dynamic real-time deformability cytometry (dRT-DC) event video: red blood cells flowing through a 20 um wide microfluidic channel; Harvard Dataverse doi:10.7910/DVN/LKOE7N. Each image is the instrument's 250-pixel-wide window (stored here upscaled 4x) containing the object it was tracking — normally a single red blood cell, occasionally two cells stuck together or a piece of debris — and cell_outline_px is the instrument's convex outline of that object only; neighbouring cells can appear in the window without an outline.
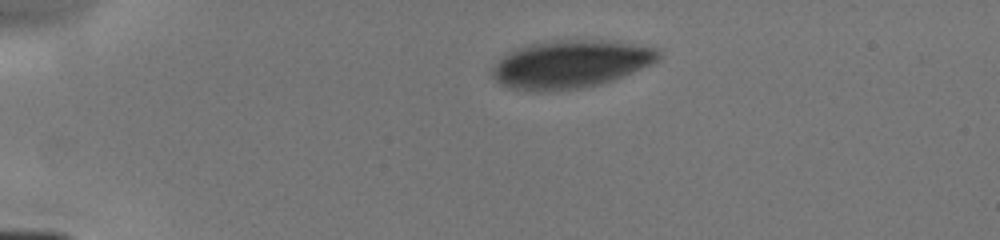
{"species": "human", "species_latin": "Homo sapiens", "temperature_condition": "cold", "stored_images_in_passage": 43, "camera_frame_rate_fps": 3000, "um_per_image_px": 0.085, "donor": {"sex": "male"}, "frame": {"image": 1, "passage_image": 1, "time_ms": 0.0, "image_size_px": [1000, 240], "cell_outline_px": [[664, 52], [660, 60], [652, 64], [624, 76], [600, 84], [580, 88], [544, 92], [508, 88], [500, 84], [492, 76], [492, 68], [496, 60], [500, 56], [516, 48], [532, 44], [552, 40], [608, 40], [660, 48]], "centroid_in_image_um": [48.52, 5.45], "position_along_channel_um": 36.5, "area_um2": 46.99}}
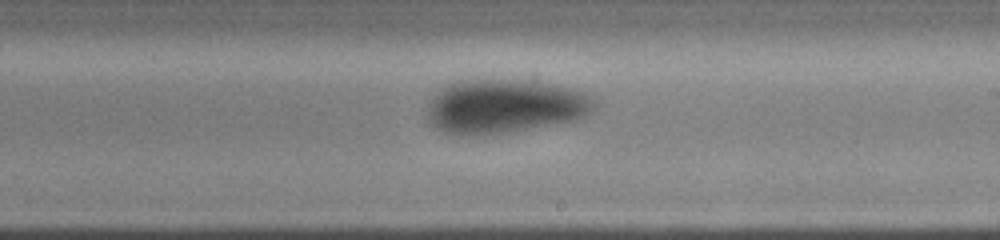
{"frame": {"image": 2, "passage_image": 24, "time_ms": 6.333, "image_size_px": [1000, 240], "cell_outline_px": [[596, 108], [592, 112], [576, 120], [504, 132], [444, 132], [436, 128], [432, 124], [428, 116], [428, 104], [436, 92], [448, 84], [460, 80], [520, 80], [572, 88], [588, 92], [596, 100]], "centroid_in_image_um": [42.97, 8.99], "position_along_channel_um": 246.0, "area_um2": 51.38}}
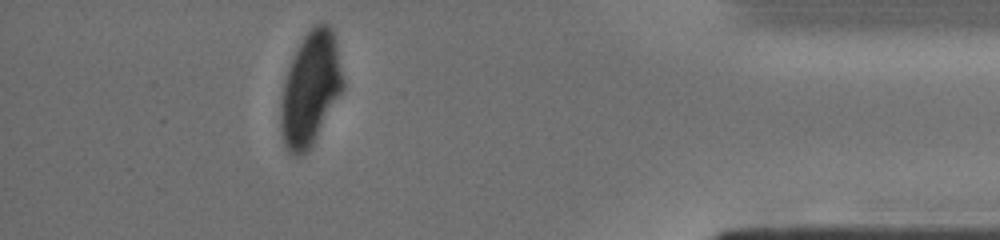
{"frame": {"image": 3, "passage_image": 39, "time_ms": 11.0, "image_size_px": [1000, 240], "cell_outline_px": [[344, 88], [308, 152], [300, 156], [296, 156], [288, 152], [284, 144], [280, 124], [280, 104], [284, 80], [288, 68], [304, 36], [316, 24], [328, 24], [332, 32], [336, 44], [344, 80]], "centroid_in_image_um": [26.37, 7.61], "position_along_channel_um": 408.8, "area_um2": 40.69}}